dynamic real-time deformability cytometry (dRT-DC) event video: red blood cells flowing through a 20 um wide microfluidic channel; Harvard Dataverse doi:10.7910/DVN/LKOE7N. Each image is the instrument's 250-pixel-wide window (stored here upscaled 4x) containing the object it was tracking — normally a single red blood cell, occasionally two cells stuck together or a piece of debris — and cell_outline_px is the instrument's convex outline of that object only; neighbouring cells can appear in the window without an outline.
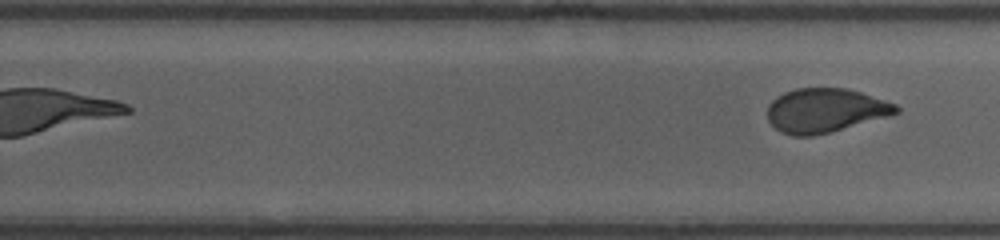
{"species": "human", "species_latin": "Homo sapiens", "temperature_condition": "room temperature", "stored_images_in_passage": 11, "segment_of_instrument_passage": [2, 2], "camera_frame_rate_fps": 3000, "um_per_image_px": 0.085, "donor": {"sex": "female"}, "frame": {"image": 1, "passage_image": 11, "time_ms": 6.333, "image_size_px": [1000, 240], "cell_outline_px": [[900, 112], [892, 116], [812, 136], [792, 136], [780, 132], [768, 120], [768, 104], [776, 96], [784, 92], [796, 88], [844, 88], [860, 92], [896, 104], [900, 108]], "centroid_in_image_um": [70.15, 9.39], "position_along_channel_um": 259.7, "area_um2": 33.12}}